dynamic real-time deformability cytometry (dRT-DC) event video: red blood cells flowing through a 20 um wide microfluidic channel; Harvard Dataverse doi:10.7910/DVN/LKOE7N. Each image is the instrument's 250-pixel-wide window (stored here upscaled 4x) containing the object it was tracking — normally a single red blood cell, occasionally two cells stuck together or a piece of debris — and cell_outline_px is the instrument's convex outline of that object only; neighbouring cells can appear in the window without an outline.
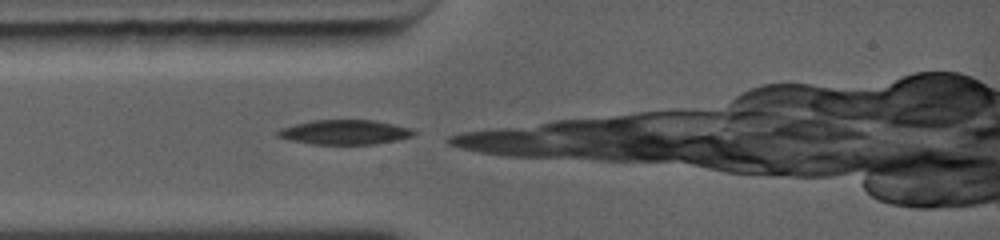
{"species": "common noctule bat (a hibernating species)", "species_latin": "Nyctalus noctula", "temperature_condition": "warm", "stored_images_in_passage": 2, "camera_frame_rate_fps": 5000, "um_per_image_px": 0.085, "animal": {"sex": "female", "body_mass_g": 19.0, "forearm_length_mm": 56.7}, "frame": {"image": 1, "passage_image": 1, "time_ms": 0.0, "image_size_px": [1000, 240], "cell_outline_px": [[416, 132], [412, 136], [396, 140], [376, 144], [312, 144], [292, 140], [276, 136], [276, 132], [280, 128], [312, 120], [372, 120], [412, 128]], "centroid_in_image_um": [29.3, 11.23], "position_along_channel_um": 55.7, "area_um2": 19.36}}